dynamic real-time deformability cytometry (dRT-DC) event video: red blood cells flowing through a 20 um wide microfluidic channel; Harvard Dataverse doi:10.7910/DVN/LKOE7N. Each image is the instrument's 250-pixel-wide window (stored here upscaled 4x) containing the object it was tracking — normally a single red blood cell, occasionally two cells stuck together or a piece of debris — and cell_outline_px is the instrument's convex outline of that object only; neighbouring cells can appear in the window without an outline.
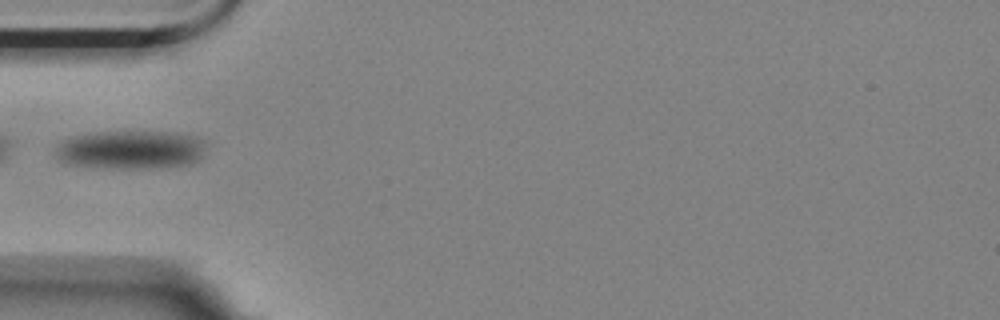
{"species": "Egyptian fruit bat (a non-hibernating species)", "species_latin": "Rousettus aegyptiacus", "temperature_condition": "room temperature", "stored_images_in_passage": 12, "camera_frame_rate_fps": 3000, "um_per_image_px": 0.085, "animal": {"sex": "female"}, "frame": {"image": 1, "passage_image": 1, "time_ms": 0.0, "image_size_px": [1000, 320], "cell_outline_px": [[204, 156], [192, 164], [164, 168], [100, 168], [64, 164], [56, 156], [56, 148], [60, 140], [72, 136], [96, 132], [176, 132], [192, 136], [204, 140]], "centroid_in_image_um": [11.1, 12.75], "position_along_channel_um": 73.9, "area_um2": 34.45}}